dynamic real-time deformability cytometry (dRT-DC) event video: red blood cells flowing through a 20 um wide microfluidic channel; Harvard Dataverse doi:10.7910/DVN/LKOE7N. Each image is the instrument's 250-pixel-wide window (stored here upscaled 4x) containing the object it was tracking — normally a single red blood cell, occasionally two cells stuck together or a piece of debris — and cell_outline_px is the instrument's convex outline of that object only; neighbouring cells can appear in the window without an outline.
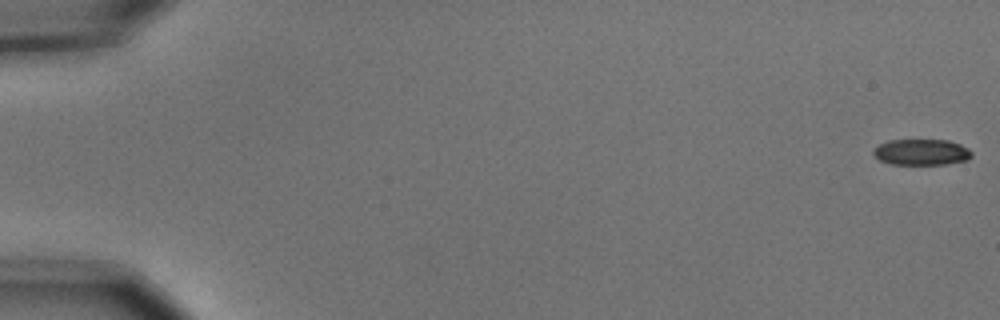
{"species": "common noctule bat (a hibernating species)", "species_latin": "Nyctalus noctula", "temperature_condition": "cold", "stored_images_in_passage": 7, "camera_frame_rate_fps": 3000, "um_per_image_px": 0.085, "animal": {"sex": "male", "body_mass_g": 15.6}, "frame": {"image": 1, "passage_image": 1, "time_ms": 0.0, "image_size_px": [1000, 320], "cell_outline_px": [[972, 156], [968, 160], [944, 164], [892, 164], [880, 160], [872, 152], [880, 144], [888, 140], [948, 140], [960, 144], [968, 148], [972, 152]], "centroid_in_image_um": [78.36, 12.93], "position_along_channel_um": 6.6, "area_um2": 14.8}}
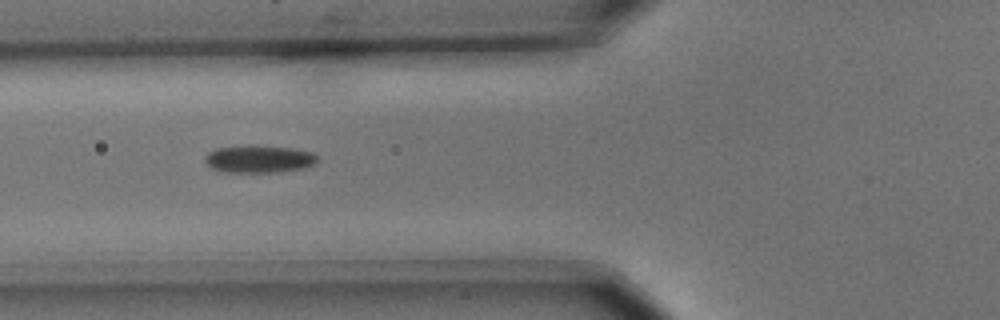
{"frame": {"image": 2, "passage_image": 7, "time_ms": 2.0, "image_size_px": [1000, 320], "cell_outline_px": [[316, 164], [304, 168], [280, 172], [224, 172], [212, 168], [204, 160], [204, 156], [208, 152], [216, 148], [296, 148], [312, 152], [316, 156]], "centroid_in_image_um": [22.04, 13.57], "position_along_channel_um": 103.8, "area_um2": 17.22}}